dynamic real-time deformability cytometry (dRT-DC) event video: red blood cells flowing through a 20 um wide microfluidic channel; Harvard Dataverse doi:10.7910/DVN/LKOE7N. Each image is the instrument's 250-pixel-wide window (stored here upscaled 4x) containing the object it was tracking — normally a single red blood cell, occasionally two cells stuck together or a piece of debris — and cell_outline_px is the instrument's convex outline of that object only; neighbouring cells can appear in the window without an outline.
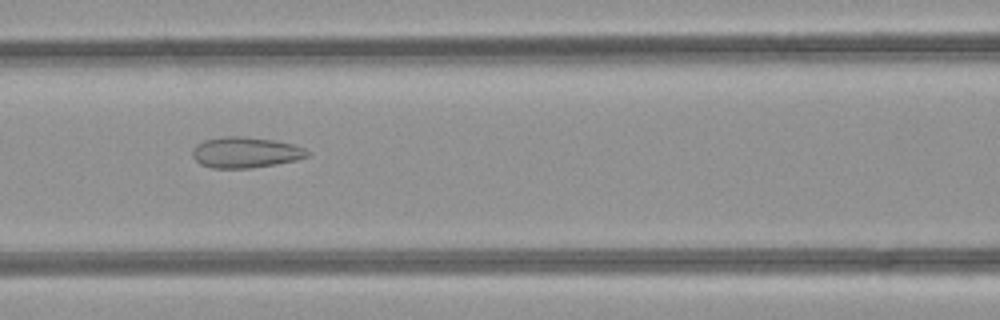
{"species": "common noctule bat (a hibernating species)", "species_latin": "Nyctalus noctula", "temperature_condition": "room temperature", "stored_images_in_passage": 48, "camera_frame_rate_fps": 3000, "um_per_image_px": 0.085, "animal": {"sex": "female", "body_mass_g": 21.9}, "frame": {"image": 1, "passage_image": 21, "time_ms": 6.667, "image_size_px": [1000, 320], "cell_outline_px": [[308, 156], [296, 160], [276, 164], [252, 168], [212, 168], [200, 164], [192, 156], [192, 152], [196, 144], [204, 140], [224, 136], [244, 136], [276, 140], [292, 144], [304, 148], [308, 152]], "centroid_in_image_um": [20.85, 12.95], "position_along_channel_um": 145.8, "area_um2": 20.69}}
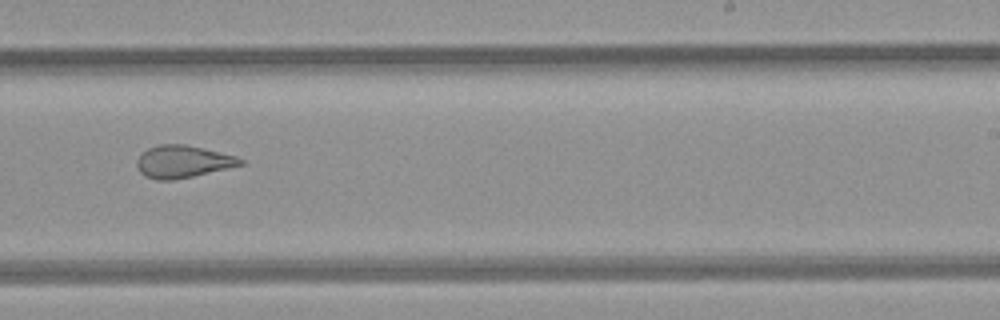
{"frame": {"image": 2, "passage_image": 30, "time_ms": 9.667, "image_size_px": [1000, 320], "cell_outline_px": [[244, 164], [228, 168], [192, 176], [172, 180], [156, 180], [144, 176], [136, 168], [136, 160], [148, 148], [160, 144], [184, 144], [236, 156], [244, 160]], "centroid_in_image_um": [15.51, 13.74], "position_along_channel_um": 273.5, "area_um2": 19.36}}
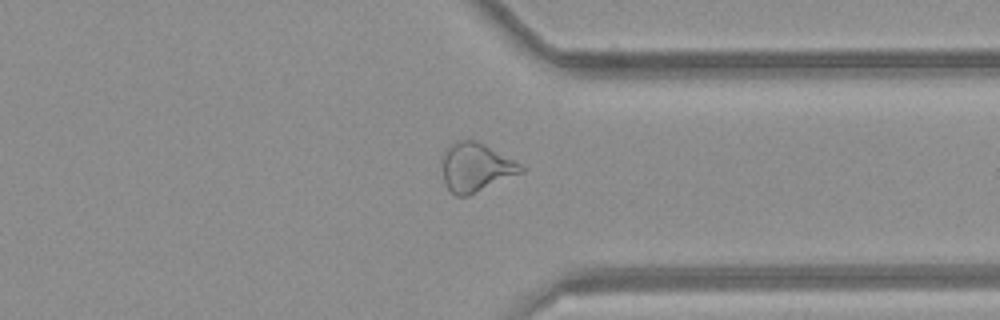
{"frame": {"image": 3, "passage_image": 37, "time_ms": 12.0, "image_size_px": [1000, 320], "cell_outline_px": [[524, 172], [468, 196], [456, 196], [444, 184], [444, 152], [456, 140], [476, 140], [484, 144], [520, 164], [524, 168]], "centroid_in_image_um": [40.46, 14.24], "position_along_channel_um": 370.9, "area_um2": 21.96}, "authors_computed_cell_mechanics": {"area_um2": 24.4205, "velocity_mm_per_s": 4.2779, "shape_relaxation_time_tau1_ms": null, "shape_relaxation_time_tau2_ms": 1.7625, "deformation_change_tau1": null, "deformation_change_tau2": 0.1034}}